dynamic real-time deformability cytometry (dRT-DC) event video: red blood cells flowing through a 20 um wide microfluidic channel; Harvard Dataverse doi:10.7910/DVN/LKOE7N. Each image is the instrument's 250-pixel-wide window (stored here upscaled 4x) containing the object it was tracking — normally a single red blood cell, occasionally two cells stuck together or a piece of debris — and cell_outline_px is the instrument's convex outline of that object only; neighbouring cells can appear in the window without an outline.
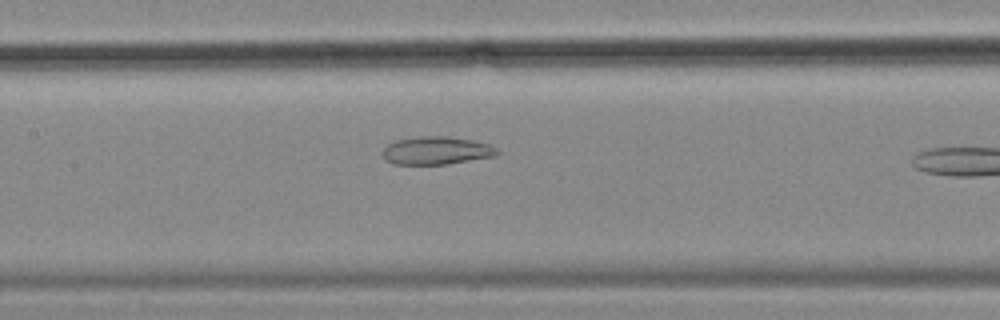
{"species": "common noctule bat (a hibernating species)", "species_latin": "Nyctalus noctula", "temperature_condition": "cold", "stored_images_in_passage": 17, "camera_frame_rate_fps": 3000, "um_per_image_px": 0.085, "animal": {"sex": "female", "body_mass_g": 18.4}, "frame": {"image": 1, "passage_image": 15, "time_ms": 4.667, "image_size_px": [1000, 320], "cell_outline_px": [[500, 152], [496, 156], [444, 164], [392, 164], [384, 160], [380, 152], [388, 144], [396, 140], [416, 136], [448, 136], [472, 140], [488, 144], [496, 148]], "centroid_in_image_um": [37.04, 12.79], "position_along_channel_um": 170.4, "area_um2": 18.79}}